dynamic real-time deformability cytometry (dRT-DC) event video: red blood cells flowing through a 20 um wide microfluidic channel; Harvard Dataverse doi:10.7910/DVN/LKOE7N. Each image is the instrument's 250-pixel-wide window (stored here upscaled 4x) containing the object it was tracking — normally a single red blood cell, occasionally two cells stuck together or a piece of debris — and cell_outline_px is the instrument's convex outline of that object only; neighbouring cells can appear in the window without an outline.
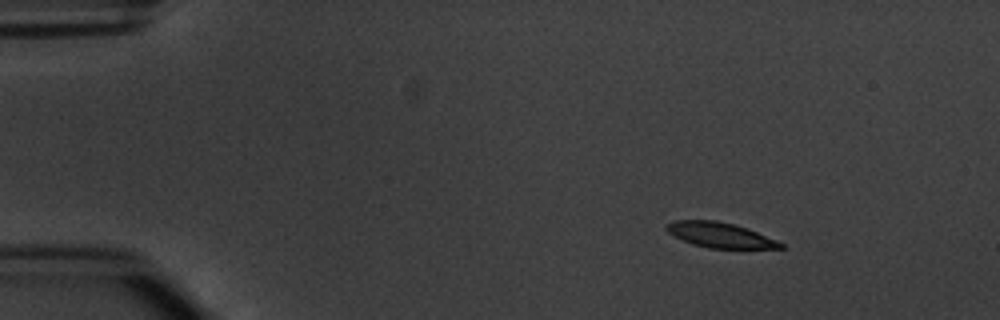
{"species": "common noctule bat (a hibernating species)", "species_latin": "Nyctalus noctula", "temperature_condition": "warm", "stored_images_in_passage": 4, "camera_frame_rate_fps": 3000, "um_per_image_px": 0.085, "animal": {"sex": "male", "body_mass_g": 20.1, "forearm_length_mm": 53.5}, "frame": {"image": 1, "passage_image": 2, "time_ms": 1.0, "image_size_px": [1000, 320], "cell_outline_px": [[784, 248], [708, 248], [692, 244], [668, 232], [664, 228], [664, 224], [676, 220], [716, 220], [732, 224], [756, 232], [776, 240], [784, 244]], "centroid_in_image_um": [61.15, 19.97], "position_along_channel_um": 23.8, "area_um2": 16.42}}